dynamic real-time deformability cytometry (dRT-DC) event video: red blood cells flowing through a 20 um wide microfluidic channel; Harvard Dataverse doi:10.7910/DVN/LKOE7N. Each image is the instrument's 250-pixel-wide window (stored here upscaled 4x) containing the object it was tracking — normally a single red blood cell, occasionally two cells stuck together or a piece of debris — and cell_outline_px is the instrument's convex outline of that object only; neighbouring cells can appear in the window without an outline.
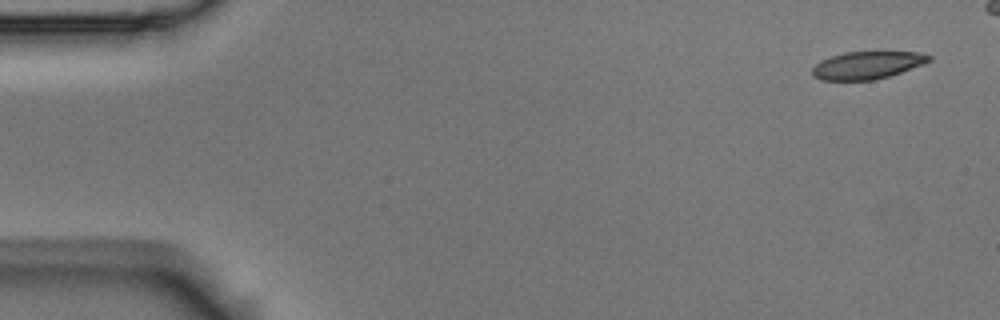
{"species": "Egyptian fruit bat (a non-hibernating species)", "species_latin": "Rousettus aegyptiacus", "temperature_condition": "room temperature", "stored_images_in_passage": 5, "camera_frame_rate_fps": 3000, "um_per_image_px": 0.085, "animal": {"sex": "male"}, "frame": {"image": 1, "passage_image": 1, "time_ms": 0.0, "image_size_px": [1000, 320], "cell_outline_px": [[932, 60], [924, 64], [876, 80], [820, 80], [812, 76], [812, 68], [820, 60], [844, 52], [924, 52], [932, 56]], "centroid_in_image_um": [73.72, 5.54], "position_along_channel_um": 11.3, "area_um2": 18.84}}